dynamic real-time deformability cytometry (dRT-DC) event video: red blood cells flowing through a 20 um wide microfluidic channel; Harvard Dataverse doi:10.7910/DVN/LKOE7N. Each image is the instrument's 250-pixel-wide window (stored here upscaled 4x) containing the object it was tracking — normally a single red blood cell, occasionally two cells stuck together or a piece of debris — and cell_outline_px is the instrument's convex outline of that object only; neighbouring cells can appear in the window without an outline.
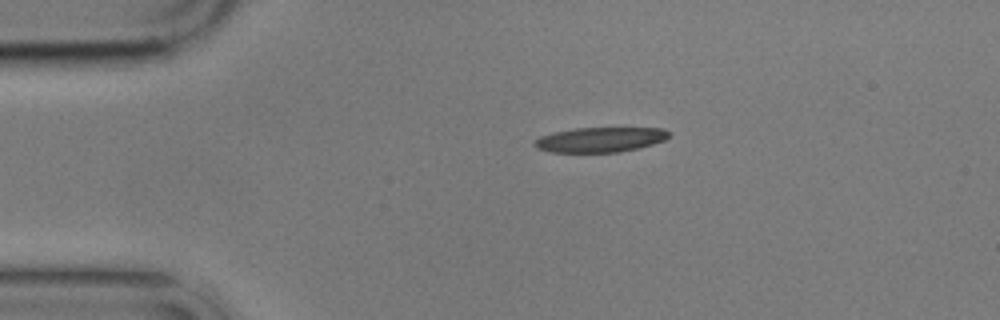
{"species": "common noctule bat (a hibernating species)", "species_latin": "Nyctalus noctula", "temperature_condition": "cold", "stored_images_in_passage": 7, "camera_frame_rate_fps": 3000, "um_per_image_px": 0.085, "animal": {"sex": "male", "body_mass_g": 17.9}, "frame": {"image": 1, "passage_image": 1, "time_ms": 0.0, "image_size_px": [1000, 320], "cell_outline_px": [[672, 132], [664, 140], [652, 144], [620, 152], [552, 152], [536, 148], [532, 144], [532, 140], [540, 136], [556, 132], [576, 128], [664, 128]], "centroid_in_image_um": [50.99, 11.87], "position_along_channel_um": 34.0, "area_um2": 19.48}}
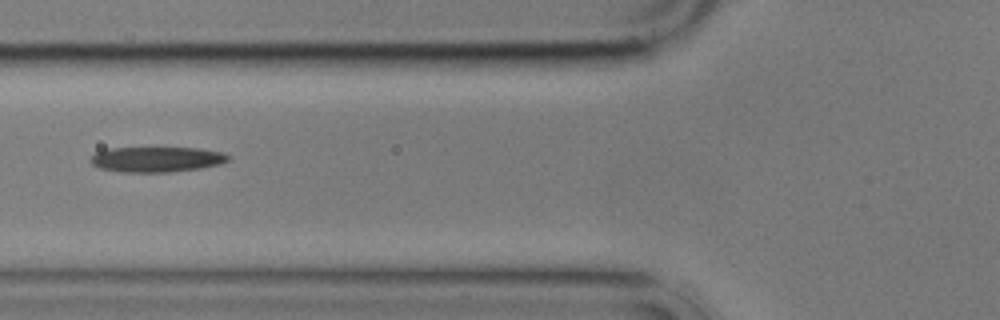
{"frame": {"image": 2, "passage_image": 4, "time_ms": 3.333, "image_size_px": [1000, 320], "cell_outline_px": [[228, 160], [220, 164], [200, 168], [168, 172], [120, 172], [100, 168], [92, 164], [88, 160], [96, 152], [104, 148], [196, 148], [220, 152], [228, 156]], "centroid_in_image_um": [13.23, 13.54], "position_along_channel_um": 112.6, "area_um2": 20.17}}
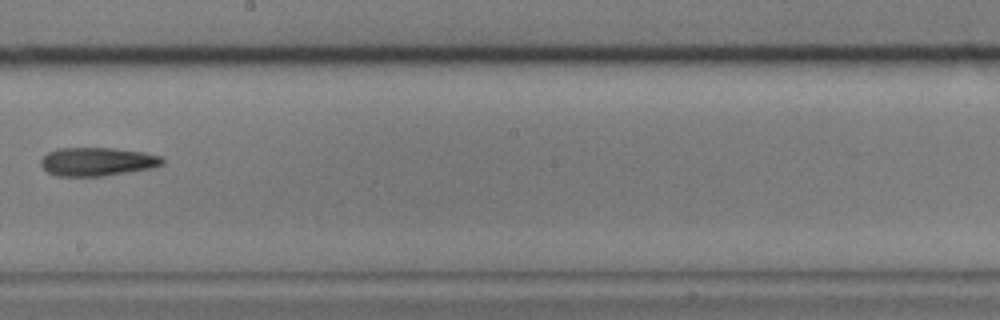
{"frame": {"image": 3, "passage_image": 7, "time_ms": 7.0, "image_size_px": [1000, 320], "cell_outline_px": [[164, 164], [156, 168], [104, 176], [56, 176], [48, 172], [40, 164], [40, 160], [48, 152], [56, 148], [112, 148], [144, 152], [164, 156]], "centroid_in_image_um": [8.33, 13.74], "position_along_channel_um": 239.9, "area_um2": 20.52}}